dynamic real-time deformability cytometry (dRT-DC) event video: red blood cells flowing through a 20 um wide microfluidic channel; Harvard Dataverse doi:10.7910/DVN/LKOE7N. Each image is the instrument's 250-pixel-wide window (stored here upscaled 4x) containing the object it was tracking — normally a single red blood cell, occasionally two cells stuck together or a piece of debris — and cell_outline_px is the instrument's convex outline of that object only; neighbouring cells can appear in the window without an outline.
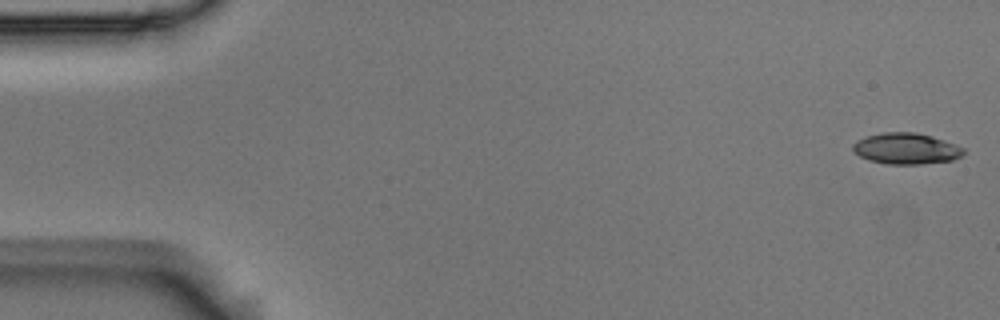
{"species": "Egyptian fruit bat (a non-hibernating species)", "species_latin": "Rousettus aegyptiacus", "temperature_condition": "room temperature", "stored_images_in_passage": 5, "camera_frame_rate_fps": 3000, "um_per_image_px": 0.085, "animal": {"sex": "male"}, "frame": {"image": 1, "passage_image": 1, "time_ms": 0.0, "image_size_px": [1000, 320], "cell_outline_px": [[964, 152], [960, 156], [952, 160], [920, 164], [888, 164], [868, 160], [852, 152], [852, 144], [856, 140], [868, 136], [884, 132], [916, 132], [932, 136], [944, 140], [964, 148]], "centroid_in_image_um": [76.98, 12.63], "position_along_channel_um": 8.0, "area_um2": 20.06}}
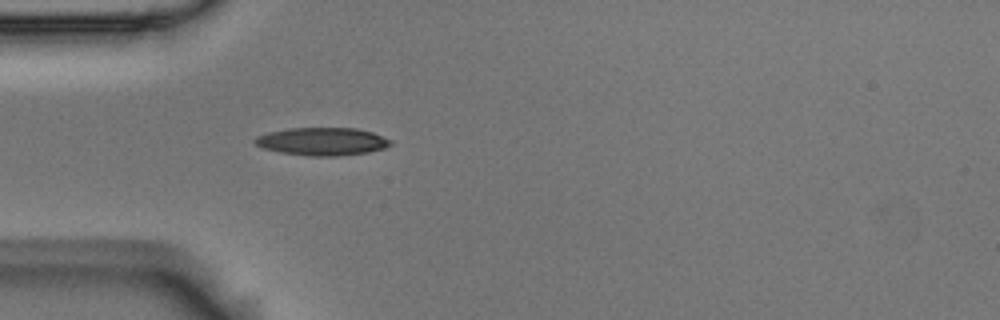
{"frame": {"image": 2, "passage_image": 5, "time_ms": 1.333, "image_size_px": [1000, 320], "cell_outline_px": [[392, 144], [384, 148], [368, 152], [336, 156], [312, 156], [280, 152], [264, 148], [256, 144], [252, 140], [256, 136], [268, 132], [288, 128], [356, 128], [372, 132], [392, 140]], "centroid_in_image_um": [27.39, 12.02], "position_along_channel_um": 57.6, "area_um2": 21.96}}